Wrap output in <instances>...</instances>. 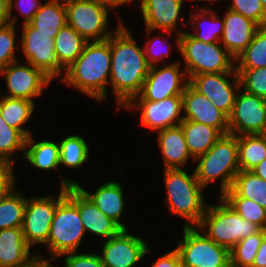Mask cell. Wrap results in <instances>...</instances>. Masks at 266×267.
I'll list each match as a JSON object with an SVG mask.
<instances>
[{
	"label": "cell",
	"mask_w": 266,
	"mask_h": 267,
	"mask_svg": "<svg viewBox=\"0 0 266 267\" xmlns=\"http://www.w3.org/2000/svg\"><path fill=\"white\" fill-rule=\"evenodd\" d=\"M9 0H0V27L9 24Z\"/></svg>",
	"instance_id": "48"
},
{
	"label": "cell",
	"mask_w": 266,
	"mask_h": 267,
	"mask_svg": "<svg viewBox=\"0 0 266 267\" xmlns=\"http://www.w3.org/2000/svg\"><path fill=\"white\" fill-rule=\"evenodd\" d=\"M264 138H265V140H266V126H265V129H264V131H263V133L261 134Z\"/></svg>",
	"instance_id": "53"
},
{
	"label": "cell",
	"mask_w": 266,
	"mask_h": 267,
	"mask_svg": "<svg viewBox=\"0 0 266 267\" xmlns=\"http://www.w3.org/2000/svg\"><path fill=\"white\" fill-rule=\"evenodd\" d=\"M208 6L199 7L201 10L197 8L198 12L189 16L190 23H193V27H195L193 28L195 29L194 33L189 32V34L205 43H215L219 42L222 37L224 21L222 16H219L217 12L214 13L215 11H212Z\"/></svg>",
	"instance_id": "28"
},
{
	"label": "cell",
	"mask_w": 266,
	"mask_h": 267,
	"mask_svg": "<svg viewBox=\"0 0 266 267\" xmlns=\"http://www.w3.org/2000/svg\"><path fill=\"white\" fill-rule=\"evenodd\" d=\"M240 171H252L266 159V140L261 134L237 136Z\"/></svg>",
	"instance_id": "32"
},
{
	"label": "cell",
	"mask_w": 266,
	"mask_h": 267,
	"mask_svg": "<svg viewBox=\"0 0 266 267\" xmlns=\"http://www.w3.org/2000/svg\"><path fill=\"white\" fill-rule=\"evenodd\" d=\"M15 25L8 24L0 27V71L10 63L16 62V29Z\"/></svg>",
	"instance_id": "40"
},
{
	"label": "cell",
	"mask_w": 266,
	"mask_h": 267,
	"mask_svg": "<svg viewBox=\"0 0 266 267\" xmlns=\"http://www.w3.org/2000/svg\"><path fill=\"white\" fill-rule=\"evenodd\" d=\"M164 169H180L192 158L181 125L157 131Z\"/></svg>",
	"instance_id": "22"
},
{
	"label": "cell",
	"mask_w": 266,
	"mask_h": 267,
	"mask_svg": "<svg viewBox=\"0 0 266 267\" xmlns=\"http://www.w3.org/2000/svg\"><path fill=\"white\" fill-rule=\"evenodd\" d=\"M164 37H165V35L153 36V38L151 37V39H148L147 43L143 47L144 54H145L147 62L150 66L157 65L158 62L159 63L161 62L160 60H162L163 57H165V56L168 57L170 55V51L167 50L168 46H166L167 49L164 50L165 49V45H164L165 41L162 40Z\"/></svg>",
	"instance_id": "43"
},
{
	"label": "cell",
	"mask_w": 266,
	"mask_h": 267,
	"mask_svg": "<svg viewBox=\"0 0 266 267\" xmlns=\"http://www.w3.org/2000/svg\"><path fill=\"white\" fill-rule=\"evenodd\" d=\"M252 267H266V236L257 251Z\"/></svg>",
	"instance_id": "47"
},
{
	"label": "cell",
	"mask_w": 266,
	"mask_h": 267,
	"mask_svg": "<svg viewBox=\"0 0 266 267\" xmlns=\"http://www.w3.org/2000/svg\"><path fill=\"white\" fill-rule=\"evenodd\" d=\"M265 126L266 100L239 89L229 116V133L236 136L262 134Z\"/></svg>",
	"instance_id": "14"
},
{
	"label": "cell",
	"mask_w": 266,
	"mask_h": 267,
	"mask_svg": "<svg viewBox=\"0 0 266 267\" xmlns=\"http://www.w3.org/2000/svg\"><path fill=\"white\" fill-rule=\"evenodd\" d=\"M183 267H230V251L216 244L197 226L183 227L175 248Z\"/></svg>",
	"instance_id": "9"
},
{
	"label": "cell",
	"mask_w": 266,
	"mask_h": 267,
	"mask_svg": "<svg viewBox=\"0 0 266 267\" xmlns=\"http://www.w3.org/2000/svg\"><path fill=\"white\" fill-rule=\"evenodd\" d=\"M266 229L240 240L230 250V267H252Z\"/></svg>",
	"instance_id": "36"
},
{
	"label": "cell",
	"mask_w": 266,
	"mask_h": 267,
	"mask_svg": "<svg viewBox=\"0 0 266 267\" xmlns=\"http://www.w3.org/2000/svg\"><path fill=\"white\" fill-rule=\"evenodd\" d=\"M181 62L150 66L149 73L144 80L142 89L132 99H145L147 101H161L163 99L182 95L189 79L185 71L180 69Z\"/></svg>",
	"instance_id": "12"
},
{
	"label": "cell",
	"mask_w": 266,
	"mask_h": 267,
	"mask_svg": "<svg viewBox=\"0 0 266 267\" xmlns=\"http://www.w3.org/2000/svg\"><path fill=\"white\" fill-rule=\"evenodd\" d=\"M194 161H198L194 173L203 188L217 178L221 179L218 195L221 197L231 188L234 178L240 172L237 136L223 134L207 153Z\"/></svg>",
	"instance_id": "5"
},
{
	"label": "cell",
	"mask_w": 266,
	"mask_h": 267,
	"mask_svg": "<svg viewBox=\"0 0 266 267\" xmlns=\"http://www.w3.org/2000/svg\"><path fill=\"white\" fill-rule=\"evenodd\" d=\"M218 199L220 205H207L197 227L216 244L230 251L240 240L259 232L261 228L243 219L222 197Z\"/></svg>",
	"instance_id": "6"
},
{
	"label": "cell",
	"mask_w": 266,
	"mask_h": 267,
	"mask_svg": "<svg viewBox=\"0 0 266 267\" xmlns=\"http://www.w3.org/2000/svg\"><path fill=\"white\" fill-rule=\"evenodd\" d=\"M26 137L17 129L7 125L0 114V163L14 165V152L25 150Z\"/></svg>",
	"instance_id": "37"
},
{
	"label": "cell",
	"mask_w": 266,
	"mask_h": 267,
	"mask_svg": "<svg viewBox=\"0 0 266 267\" xmlns=\"http://www.w3.org/2000/svg\"><path fill=\"white\" fill-rule=\"evenodd\" d=\"M27 149V150H26ZM23 158L40 170L57 169L59 171V144L49 140L36 142L32 134L26 138Z\"/></svg>",
	"instance_id": "26"
},
{
	"label": "cell",
	"mask_w": 266,
	"mask_h": 267,
	"mask_svg": "<svg viewBox=\"0 0 266 267\" xmlns=\"http://www.w3.org/2000/svg\"><path fill=\"white\" fill-rule=\"evenodd\" d=\"M86 234L78 209V186L67 188L66 196L58 203L47 240L51 259L37 255L38 260L52 262L69 252H77Z\"/></svg>",
	"instance_id": "3"
},
{
	"label": "cell",
	"mask_w": 266,
	"mask_h": 267,
	"mask_svg": "<svg viewBox=\"0 0 266 267\" xmlns=\"http://www.w3.org/2000/svg\"><path fill=\"white\" fill-rule=\"evenodd\" d=\"M175 40L188 79L199 74L230 72L236 65L235 59L220 42L205 43L186 31L177 35Z\"/></svg>",
	"instance_id": "7"
},
{
	"label": "cell",
	"mask_w": 266,
	"mask_h": 267,
	"mask_svg": "<svg viewBox=\"0 0 266 267\" xmlns=\"http://www.w3.org/2000/svg\"><path fill=\"white\" fill-rule=\"evenodd\" d=\"M234 210L249 222L266 229V209L258 202L241 196H221Z\"/></svg>",
	"instance_id": "38"
},
{
	"label": "cell",
	"mask_w": 266,
	"mask_h": 267,
	"mask_svg": "<svg viewBox=\"0 0 266 267\" xmlns=\"http://www.w3.org/2000/svg\"><path fill=\"white\" fill-rule=\"evenodd\" d=\"M151 267H183L181 260L176 249L168 251L165 255H162L157 259Z\"/></svg>",
	"instance_id": "46"
},
{
	"label": "cell",
	"mask_w": 266,
	"mask_h": 267,
	"mask_svg": "<svg viewBox=\"0 0 266 267\" xmlns=\"http://www.w3.org/2000/svg\"><path fill=\"white\" fill-rule=\"evenodd\" d=\"M222 196H241L258 202L266 209V181L252 171H240Z\"/></svg>",
	"instance_id": "31"
},
{
	"label": "cell",
	"mask_w": 266,
	"mask_h": 267,
	"mask_svg": "<svg viewBox=\"0 0 266 267\" xmlns=\"http://www.w3.org/2000/svg\"><path fill=\"white\" fill-rule=\"evenodd\" d=\"M13 166L0 163V201L15 188Z\"/></svg>",
	"instance_id": "45"
},
{
	"label": "cell",
	"mask_w": 266,
	"mask_h": 267,
	"mask_svg": "<svg viewBox=\"0 0 266 267\" xmlns=\"http://www.w3.org/2000/svg\"><path fill=\"white\" fill-rule=\"evenodd\" d=\"M94 204L109 218L115 221L122 229H127L120 217L125 213L124 191L120 183L108 181L101 184L93 194L77 185Z\"/></svg>",
	"instance_id": "24"
},
{
	"label": "cell",
	"mask_w": 266,
	"mask_h": 267,
	"mask_svg": "<svg viewBox=\"0 0 266 267\" xmlns=\"http://www.w3.org/2000/svg\"><path fill=\"white\" fill-rule=\"evenodd\" d=\"M227 8L253 20L260 26H266V11L260 0H232Z\"/></svg>",
	"instance_id": "41"
},
{
	"label": "cell",
	"mask_w": 266,
	"mask_h": 267,
	"mask_svg": "<svg viewBox=\"0 0 266 267\" xmlns=\"http://www.w3.org/2000/svg\"><path fill=\"white\" fill-rule=\"evenodd\" d=\"M180 125L193 162L207 153L222 136L216 128L199 122L183 120Z\"/></svg>",
	"instance_id": "25"
},
{
	"label": "cell",
	"mask_w": 266,
	"mask_h": 267,
	"mask_svg": "<svg viewBox=\"0 0 266 267\" xmlns=\"http://www.w3.org/2000/svg\"><path fill=\"white\" fill-rule=\"evenodd\" d=\"M110 36L111 69L110 83L117 108L124 107L138 95L146 79L150 65L143 47L137 45L129 28L121 21Z\"/></svg>",
	"instance_id": "1"
},
{
	"label": "cell",
	"mask_w": 266,
	"mask_h": 267,
	"mask_svg": "<svg viewBox=\"0 0 266 267\" xmlns=\"http://www.w3.org/2000/svg\"><path fill=\"white\" fill-rule=\"evenodd\" d=\"M183 169H164L166 206L171 214L186 220L185 227L198 226L207 208L202 192L204 188L194 171L189 175Z\"/></svg>",
	"instance_id": "4"
},
{
	"label": "cell",
	"mask_w": 266,
	"mask_h": 267,
	"mask_svg": "<svg viewBox=\"0 0 266 267\" xmlns=\"http://www.w3.org/2000/svg\"><path fill=\"white\" fill-rule=\"evenodd\" d=\"M41 4L39 0H9V24L15 26L17 24L18 17L12 15L14 5L18 7L17 9H19L20 14L23 15L24 21L22 25H24L33 19L36 12L40 9Z\"/></svg>",
	"instance_id": "42"
},
{
	"label": "cell",
	"mask_w": 266,
	"mask_h": 267,
	"mask_svg": "<svg viewBox=\"0 0 266 267\" xmlns=\"http://www.w3.org/2000/svg\"><path fill=\"white\" fill-rule=\"evenodd\" d=\"M188 1H191V0H188ZM192 1H194V0H192ZM203 1H208L210 3V2L217 1V0H203ZM218 1L221 2V0H218Z\"/></svg>",
	"instance_id": "54"
},
{
	"label": "cell",
	"mask_w": 266,
	"mask_h": 267,
	"mask_svg": "<svg viewBox=\"0 0 266 267\" xmlns=\"http://www.w3.org/2000/svg\"><path fill=\"white\" fill-rule=\"evenodd\" d=\"M124 107L130 110L133 107L139 109L141 124L151 131L157 132L177 126L184 120L183 114H181L183 110L182 95L172 96L161 101L131 99Z\"/></svg>",
	"instance_id": "15"
},
{
	"label": "cell",
	"mask_w": 266,
	"mask_h": 267,
	"mask_svg": "<svg viewBox=\"0 0 266 267\" xmlns=\"http://www.w3.org/2000/svg\"><path fill=\"white\" fill-rule=\"evenodd\" d=\"M30 250L22 227L0 230V267H31L38 254L32 255Z\"/></svg>",
	"instance_id": "21"
},
{
	"label": "cell",
	"mask_w": 266,
	"mask_h": 267,
	"mask_svg": "<svg viewBox=\"0 0 266 267\" xmlns=\"http://www.w3.org/2000/svg\"><path fill=\"white\" fill-rule=\"evenodd\" d=\"M21 49L26 63L42 70L50 79L61 75L66 69L55 53L53 34H45L29 23L22 25Z\"/></svg>",
	"instance_id": "11"
},
{
	"label": "cell",
	"mask_w": 266,
	"mask_h": 267,
	"mask_svg": "<svg viewBox=\"0 0 266 267\" xmlns=\"http://www.w3.org/2000/svg\"><path fill=\"white\" fill-rule=\"evenodd\" d=\"M184 120L216 128L222 135L229 133V117L213 105L189 83L182 94Z\"/></svg>",
	"instance_id": "19"
},
{
	"label": "cell",
	"mask_w": 266,
	"mask_h": 267,
	"mask_svg": "<svg viewBox=\"0 0 266 267\" xmlns=\"http://www.w3.org/2000/svg\"><path fill=\"white\" fill-rule=\"evenodd\" d=\"M252 172L266 181V159L260 162Z\"/></svg>",
	"instance_id": "50"
},
{
	"label": "cell",
	"mask_w": 266,
	"mask_h": 267,
	"mask_svg": "<svg viewBox=\"0 0 266 267\" xmlns=\"http://www.w3.org/2000/svg\"><path fill=\"white\" fill-rule=\"evenodd\" d=\"M78 209L86 233L90 232L107 240L122 229L115 221L107 217L79 187Z\"/></svg>",
	"instance_id": "23"
},
{
	"label": "cell",
	"mask_w": 266,
	"mask_h": 267,
	"mask_svg": "<svg viewBox=\"0 0 266 267\" xmlns=\"http://www.w3.org/2000/svg\"><path fill=\"white\" fill-rule=\"evenodd\" d=\"M97 1L101 6L106 7L107 9H115V7L122 6L124 4H128L133 0H95Z\"/></svg>",
	"instance_id": "49"
},
{
	"label": "cell",
	"mask_w": 266,
	"mask_h": 267,
	"mask_svg": "<svg viewBox=\"0 0 266 267\" xmlns=\"http://www.w3.org/2000/svg\"><path fill=\"white\" fill-rule=\"evenodd\" d=\"M260 1H261V3H262L263 8H264L265 11H266V0H260Z\"/></svg>",
	"instance_id": "52"
},
{
	"label": "cell",
	"mask_w": 266,
	"mask_h": 267,
	"mask_svg": "<svg viewBox=\"0 0 266 267\" xmlns=\"http://www.w3.org/2000/svg\"><path fill=\"white\" fill-rule=\"evenodd\" d=\"M223 21V34L219 42L236 59L252 42L261 26L229 8L223 16Z\"/></svg>",
	"instance_id": "20"
},
{
	"label": "cell",
	"mask_w": 266,
	"mask_h": 267,
	"mask_svg": "<svg viewBox=\"0 0 266 267\" xmlns=\"http://www.w3.org/2000/svg\"><path fill=\"white\" fill-rule=\"evenodd\" d=\"M67 255V256H65ZM64 267H104L100 254L69 252L63 254Z\"/></svg>",
	"instance_id": "44"
},
{
	"label": "cell",
	"mask_w": 266,
	"mask_h": 267,
	"mask_svg": "<svg viewBox=\"0 0 266 267\" xmlns=\"http://www.w3.org/2000/svg\"><path fill=\"white\" fill-rule=\"evenodd\" d=\"M104 267H133L148 253L149 248L143 238L121 229L115 236L104 241L101 249Z\"/></svg>",
	"instance_id": "16"
},
{
	"label": "cell",
	"mask_w": 266,
	"mask_h": 267,
	"mask_svg": "<svg viewBox=\"0 0 266 267\" xmlns=\"http://www.w3.org/2000/svg\"><path fill=\"white\" fill-rule=\"evenodd\" d=\"M14 189L0 201V230L22 227L27 198Z\"/></svg>",
	"instance_id": "33"
},
{
	"label": "cell",
	"mask_w": 266,
	"mask_h": 267,
	"mask_svg": "<svg viewBox=\"0 0 266 267\" xmlns=\"http://www.w3.org/2000/svg\"><path fill=\"white\" fill-rule=\"evenodd\" d=\"M110 69L109 37L104 41L87 42L81 55L66 69L59 81L100 102L107 98Z\"/></svg>",
	"instance_id": "2"
},
{
	"label": "cell",
	"mask_w": 266,
	"mask_h": 267,
	"mask_svg": "<svg viewBox=\"0 0 266 267\" xmlns=\"http://www.w3.org/2000/svg\"><path fill=\"white\" fill-rule=\"evenodd\" d=\"M231 76L233 81L228 80ZM189 84L228 117L232 112L237 92L241 89L235 67L230 72L191 76Z\"/></svg>",
	"instance_id": "13"
},
{
	"label": "cell",
	"mask_w": 266,
	"mask_h": 267,
	"mask_svg": "<svg viewBox=\"0 0 266 267\" xmlns=\"http://www.w3.org/2000/svg\"><path fill=\"white\" fill-rule=\"evenodd\" d=\"M29 24L42 33L53 34L54 38L67 24L65 0H46Z\"/></svg>",
	"instance_id": "27"
},
{
	"label": "cell",
	"mask_w": 266,
	"mask_h": 267,
	"mask_svg": "<svg viewBox=\"0 0 266 267\" xmlns=\"http://www.w3.org/2000/svg\"><path fill=\"white\" fill-rule=\"evenodd\" d=\"M185 0H140L141 15H143L146 36L152 35L157 29L168 35L177 32L178 35L184 31H176L178 21L183 22L180 17L181 9Z\"/></svg>",
	"instance_id": "18"
},
{
	"label": "cell",
	"mask_w": 266,
	"mask_h": 267,
	"mask_svg": "<svg viewBox=\"0 0 266 267\" xmlns=\"http://www.w3.org/2000/svg\"><path fill=\"white\" fill-rule=\"evenodd\" d=\"M59 144L60 165L79 168L89 160L90 149L84 138L79 135H68Z\"/></svg>",
	"instance_id": "34"
},
{
	"label": "cell",
	"mask_w": 266,
	"mask_h": 267,
	"mask_svg": "<svg viewBox=\"0 0 266 267\" xmlns=\"http://www.w3.org/2000/svg\"><path fill=\"white\" fill-rule=\"evenodd\" d=\"M236 69L266 67V26H261L247 48L235 59Z\"/></svg>",
	"instance_id": "35"
},
{
	"label": "cell",
	"mask_w": 266,
	"mask_h": 267,
	"mask_svg": "<svg viewBox=\"0 0 266 267\" xmlns=\"http://www.w3.org/2000/svg\"><path fill=\"white\" fill-rule=\"evenodd\" d=\"M31 267H55L49 261H36Z\"/></svg>",
	"instance_id": "51"
},
{
	"label": "cell",
	"mask_w": 266,
	"mask_h": 267,
	"mask_svg": "<svg viewBox=\"0 0 266 267\" xmlns=\"http://www.w3.org/2000/svg\"><path fill=\"white\" fill-rule=\"evenodd\" d=\"M67 24L87 42L107 40L114 31L108 29L109 9L95 0H65Z\"/></svg>",
	"instance_id": "10"
},
{
	"label": "cell",
	"mask_w": 266,
	"mask_h": 267,
	"mask_svg": "<svg viewBox=\"0 0 266 267\" xmlns=\"http://www.w3.org/2000/svg\"><path fill=\"white\" fill-rule=\"evenodd\" d=\"M241 90L266 100V67L236 69Z\"/></svg>",
	"instance_id": "39"
},
{
	"label": "cell",
	"mask_w": 266,
	"mask_h": 267,
	"mask_svg": "<svg viewBox=\"0 0 266 267\" xmlns=\"http://www.w3.org/2000/svg\"><path fill=\"white\" fill-rule=\"evenodd\" d=\"M18 61L10 63L0 71V76L6 78L9 93L3 96L10 98H24L34 101L42 95L44 87L50 85V79L42 70L30 63L25 65Z\"/></svg>",
	"instance_id": "17"
},
{
	"label": "cell",
	"mask_w": 266,
	"mask_h": 267,
	"mask_svg": "<svg viewBox=\"0 0 266 267\" xmlns=\"http://www.w3.org/2000/svg\"><path fill=\"white\" fill-rule=\"evenodd\" d=\"M87 41L66 24L54 37L55 53L61 65L67 69L83 52Z\"/></svg>",
	"instance_id": "30"
},
{
	"label": "cell",
	"mask_w": 266,
	"mask_h": 267,
	"mask_svg": "<svg viewBox=\"0 0 266 267\" xmlns=\"http://www.w3.org/2000/svg\"><path fill=\"white\" fill-rule=\"evenodd\" d=\"M35 109L34 101L24 98L0 97V114L10 127L19 130L26 138L32 133L22 125L27 123Z\"/></svg>",
	"instance_id": "29"
},
{
	"label": "cell",
	"mask_w": 266,
	"mask_h": 267,
	"mask_svg": "<svg viewBox=\"0 0 266 267\" xmlns=\"http://www.w3.org/2000/svg\"><path fill=\"white\" fill-rule=\"evenodd\" d=\"M77 185V182L63 177L57 198L51 195L27 198L22 231L26 243L31 248L33 245L47 244L51 223L58 203L66 196L68 187Z\"/></svg>",
	"instance_id": "8"
}]
</instances>
